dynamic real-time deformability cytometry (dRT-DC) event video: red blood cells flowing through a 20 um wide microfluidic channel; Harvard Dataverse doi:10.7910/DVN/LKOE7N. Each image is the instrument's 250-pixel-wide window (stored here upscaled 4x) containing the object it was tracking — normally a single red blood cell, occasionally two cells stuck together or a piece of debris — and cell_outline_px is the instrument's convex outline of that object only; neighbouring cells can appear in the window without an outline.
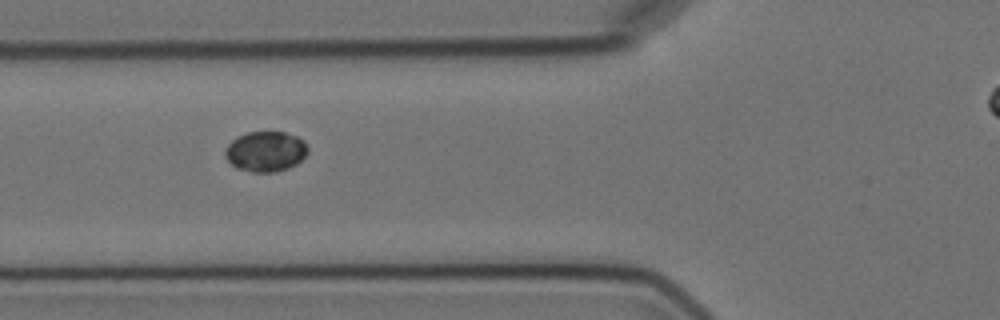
{"species": "Egyptian fruit bat (a non-hibernating species)", "species_latin": "Rousettus aegyptiacus", "temperature_condition": "cold", "stored_images_in_passage": 4, "camera_frame_rate_fps": 3000, "um_per_image_px": 0.085, "animal": {"sex": "female"}, "frame": {"image": 1, "passage_image": 2, "time_ms": 1.0, "image_size_px": [1000, 320], "cell_outline_px": [[308, 152], [296, 164], [288, 168], [276, 172], [252, 172], [236, 168], [224, 156], [224, 148], [236, 136], [248, 132], [284, 132], [296, 136], [304, 140], [308, 148]], "centroid_in_image_um": [22.55, 12.87], "position_along_channel_um": 103.2, "area_um2": 19.54}}
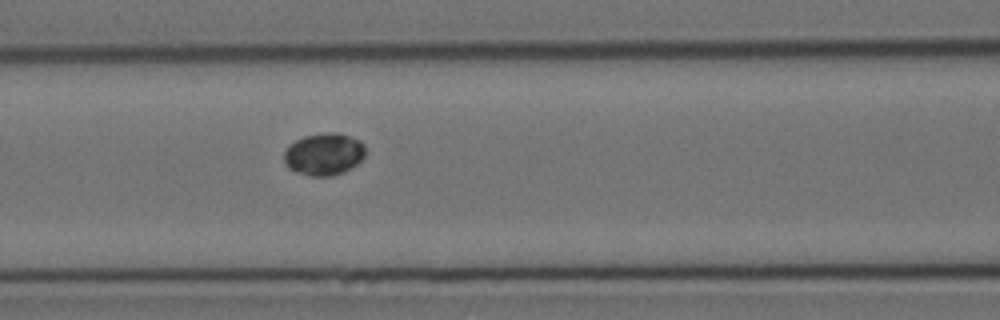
{"frame": {"image": 2, "passage_image": 3, "time_ms": 2.0, "image_size_px": [1000, 320], "cell_outline_px": [[364, 156], [352, 168], [344, 172], [332, 176], [308, 176], [296, 172], [288, 168], [284, 160], [284, 152], [296, 140], [304, 136], [328, 132], [336, 132], [360, 140], [364, 144]], "centroid_in_image_um": [27.54, 13.12], "position_along_channel_um": 139.1, "area_um2": 19.94}}